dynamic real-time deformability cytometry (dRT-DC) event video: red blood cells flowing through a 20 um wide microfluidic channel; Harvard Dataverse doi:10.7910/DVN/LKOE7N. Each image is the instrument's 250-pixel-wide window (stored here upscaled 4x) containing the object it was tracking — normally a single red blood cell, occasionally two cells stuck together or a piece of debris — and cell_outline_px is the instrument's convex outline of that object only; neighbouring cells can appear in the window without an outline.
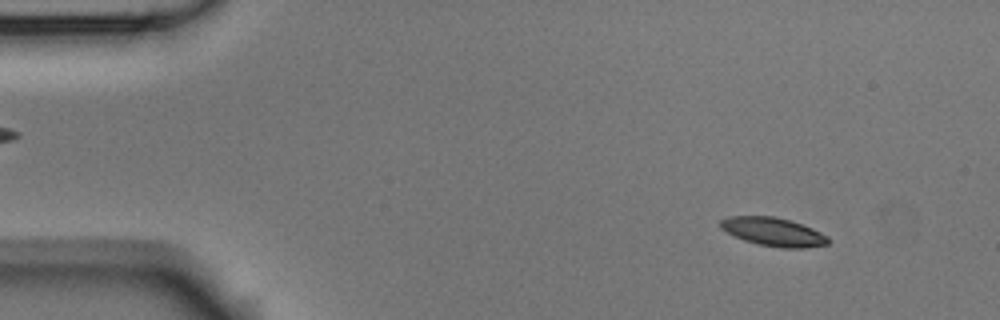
{"species": "Egyptian fruit bat (a non-hibernating species)", "species_latin": "Rousettus aegyptiacus", "temperature_condition": "room temperature", "stored_images_in_passage": 4, "camera_frame_rate_fps": 3000, "um_per_image_px": 0.085, "animal": {"sex": "male"}, "frame": {"image": 1, "passage_image": 1, "time_ms": 0.0, "image_size_px": [1000, 320], "cell_outline_px": [[832, 240], [828, 244], [808, 248], [780, 248], [760, 244], [744, 240], [720, 228], [720, 220], [728, 216], [772, 216], [788, 220], [812, 228], [828, 236]], "centroid_in_image_um": [65.77, 19.71], "position_along_channel_um": 19.2, "area_um2": 17.8}}
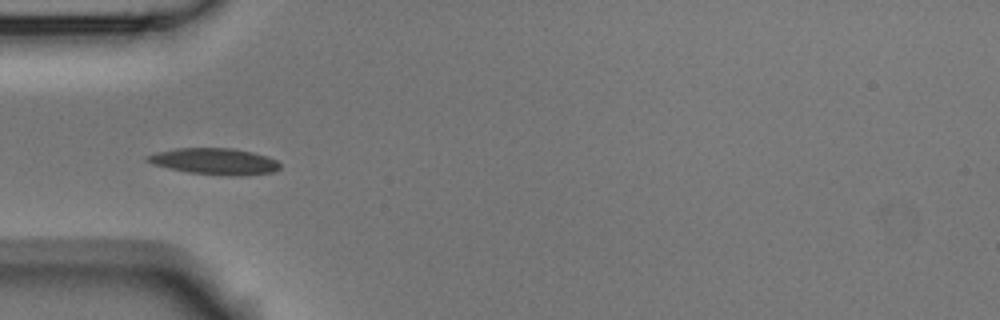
{"frame": {"image": 2, "passage_image": 4, "time_ms": 1.0, "image_size_px": [1000, 320], "cell_outline_px": [[280, 168], [272, 172], [228, 176], [188, 172], [168, 168], [152, 164], [144, 160], [144, 156], [156, 152], [176, 148], [232, 148], [252, 152], [268, 156], [276, 160], [280, 164]], "centroid_in_image_um": [18.19, 13.7], "position_along_channel_um": 66.8, "area_um2": 20.35}}